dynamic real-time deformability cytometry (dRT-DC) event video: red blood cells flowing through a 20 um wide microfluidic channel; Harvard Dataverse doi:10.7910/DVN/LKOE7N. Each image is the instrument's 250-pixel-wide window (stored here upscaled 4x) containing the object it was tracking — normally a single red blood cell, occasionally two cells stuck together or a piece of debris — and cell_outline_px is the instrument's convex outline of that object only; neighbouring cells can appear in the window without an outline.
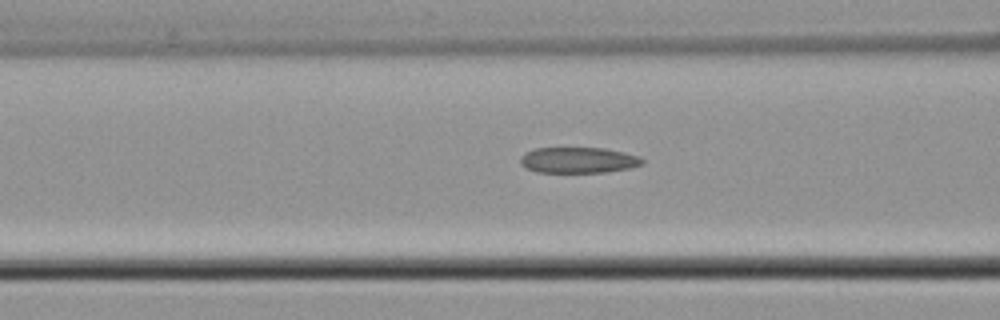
{"species": "common noctule bat (a hibernating species)", "species_latin": "Nyctalus noctula", "temperature_condition": "cold", "stored_images_in_passage": 17, "camera_frame_rate_fps": 3000, "um_per_image_px": 0.085, "animal": {"sex": "male", "body_mass_g": 21.5, "forearm_length_mm": 52.0}, "frame": {"image": 1, "passage_image": 6, "time_ms": 1.667, "image_size_px": [1000, 320], "cell_outline_px": [[644, 164], [628, 168], [604, 172], [536, 172], [520, 164], [520, 156], [524, 152], [536, 148], [604, 148], [624, 152], [640, 156], [644, 160]], "centroid_in_image_um": [49.15, 13.6], "position_along_channel_um": 117.4, "area_um2": 18.38}}
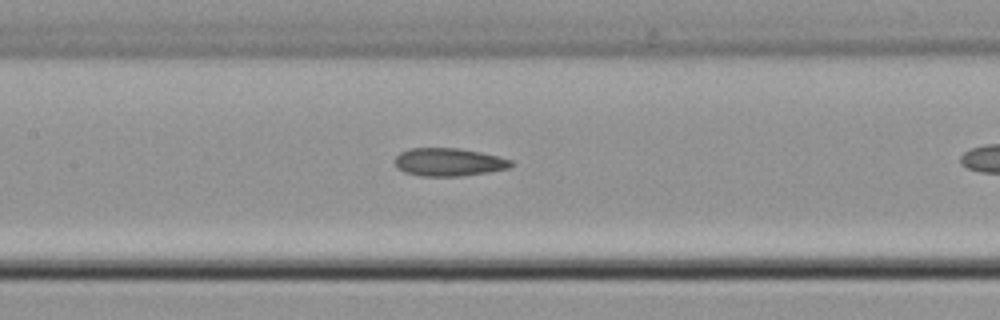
{"frame": {"image": 2, "passage_image": 10, "time_ms": 3.0, "image_size_px": [1000, 320], "cell_outline_px": [[512, 168], [488, 172], [460, 176], [420, 176], [404, 172], [396, 168], [396, 156], [400, 152], [408, 148], [460, 148], [500, 156], [512, 160]], "centroid_in_image_um": [38.16, 13.77], "position_along_channel_um": 169.2, "area_um2": 19.13}}